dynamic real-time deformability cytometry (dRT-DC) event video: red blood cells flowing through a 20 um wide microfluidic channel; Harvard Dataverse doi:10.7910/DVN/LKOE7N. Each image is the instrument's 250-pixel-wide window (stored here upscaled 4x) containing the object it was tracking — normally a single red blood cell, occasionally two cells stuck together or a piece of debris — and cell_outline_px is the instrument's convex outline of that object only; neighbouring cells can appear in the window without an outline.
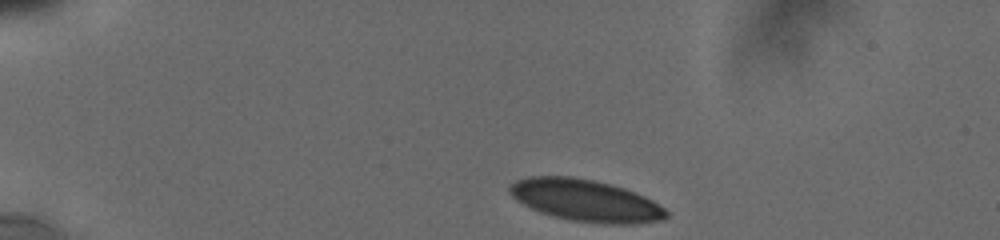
{"species": "human", "species_latin": "Homo sapiens", "temperature_condition": "cold", "stored_images_in_passage": 20, "camera_frame_rate_fps": 3000, "um_per_image_px": 0.085, "donor": {"sex": "male"}, "frame": {"image": 1, "passage_image": 1, "time_ms": 0.0, "image_size_px": [1000, 240], "cell_outline_px": [[668, 216], [664, 220], [636, 224], [604, 224], [572, 220], [552, 216], [540, 212], [516, 200], [508, 192], [508, 188], [516, 180], [528, 176], [572, 176], [612, 184], [624, 188], [644, 196], [652, 200], [664, 208], [668, 212]], "centroid_in_image_um": [49.79, 17.04], "position_along_channel_um": 35.2, "area_um2": 38.32}}